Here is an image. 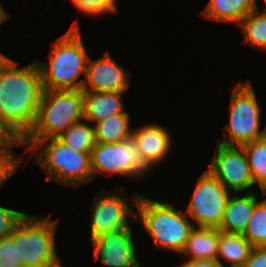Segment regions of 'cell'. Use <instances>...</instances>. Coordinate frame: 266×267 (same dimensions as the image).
Returning a JSON list of instances; mask_svg holds the SVG:
<instances>
[{
    "label": "cell",
    "mask_w": 266,
    "mask_h": 267,
    "mask_svg": "<svg viewBox=\"0 0 266 267\" xmlns=\"http://www.w3.org/2000/svg\"><path fill=\"white\" fill-rule=\"evenodd\" d=\"M17 65L9 57L0 63V120L23 139L34 127L43 86L36 59L27 66Z\"/></svg>",
    "instance_id": "6da1fadb"
},
{
    "label": "cell",
    "mask_w": 266,
    "mask_h": 267,
    "mask_svg": "<svg viewBox=\"0 0 266 267\" xmlns=\"http://www.w3.org/2000/svg\"><path fill=\"white\" fill-rule=\"evenodd\" d=\"M77 22L52 43L47 62L36 59L43 90L82 89L89 54ZM81 75L84 78L78 81Z\"/></svg>",
    "instance_id": "7a4b0ae2"
},
{
    "label": "cell",
    "mask_w": 266,
    "mask_h": 267,
    "mask_svg": "<svg viewBox=\"0 0 266 267\" xmlns=\"http://www.w3.org/2000/svg\"><path fill=\"white\" fill-rule=\"evenodd\" d=\"M136 221L152 238L156 249L172 250L181 254L194 223L186 212L171 202H161L139 195Z\"/></svg>",
    "instance_id": "3957f363"
},
{
    "label": "cell",
    "mask_w": 266,
    "mask_h": 267,
    "mask_svg": "<svg viewBox=\"0 0 266 267\" xmlns=\"http://www.w3.org/2000/svg\"><path fill=\"white\" fill-rule=\"evenodd\" d=\"M83 120L81 89L43 90L34 127L22 139L27 150L38 140L57 138L73 123Z\"/></svg>",
    "instance_id": "277c9868"
},
{
    "label": "cell",
    "mask_w": 266,
    "mask_h": 267,
    "mask_svg": "<svg viewBox=\"0 0 266 267\" xmlns=\"http://www.w3.org/2000/svg\"><path fill=\"white\" fill-rule=\"evenodd\" d=\"M27 151L31 152V156H36L35 164L44 170L46 181L52 179L71 188L86 185L94 179L90 153L75 151L57 138L38 140Z\"/></svg>",
    "instance_id": "5b68a950"
},
{
    "label": "cell",
    "mask_w": 266,
    "mask_h": 267,
    "mask_svg": "<svg viewBox=\"0 0 266 267\" xmlns=\"http://www.w3.org/2000/svg\"><path fill=\"white\" fill-rule=\"evenodd\" d=\"M43 216L26 213L10 234L19 258L25 267H63L55 243L59 219L52 220V213Z\"/></svg>",
    "instance_id": "8992f818"
},
{
    "label": "cell",
    "mask_w": 266,
    "mask_h": 267,
    "mask_svg": "<svg viewBox=\"0 0 266 267\" xmlns=\"http://www.w3.org/2000/svg\"><path fill=\"white\" fill-rule=\"evenodd\" d=\"M231 96L229 123L223 125V129L227 132L223 133V138L218 142L224 145L242 146L266 136V125L260 129L261 108L252 83L250 81L237 83L232 89Z\"/></svg>",
    "instance_id": "52a82bcc"
},
{
    "label": "cell",
    "mask_w": 266,
    "mask_h": 267,
    "mask_svg": "<svg viewBox=\"0 0 266 267\" xmlns=\"http://www.w3.org/2000/svg\"><path fill=\"white\" fill-rule=\"evenodd\" d=\"M93 178L99 174L140 178L151 172L135 142L130 137L117 143H98L90 153Z\"/></svg>",
    "instance_id": "ba28073f"
},
{
    "label": "cell",
    "mask_w": 266,
    "mask_h": 267,
    "mask_svg": "<svg viewBox=\"0 0 266 267\" xmlns=\"http://www.w3.org/2000/svg\"><path fill=\"white\" fill-rule=\"evenodd\" d=\"M119 191L122 192V196ZM125 195L124 187L116 186L115 189L108 191L102 189L98 196H95L90 210L91 241L101 235L129 228L128 222L136 221V212L133 208L136 207L140 194L133 193L129 201Z\"/></svg>",
    "instance_id": "9c48e42d"
},
{
    "label": "cell",
    "mask_w": 266,
    "mask_h": 267,
    "mask_svg": "<svg viewBox=\"0 0 266 267\" xmlns=\"http://www.w3.org/2000/svg\"><path fill=\"white\" fill-rule=\"evenodd\" d=\"M194 188L185 209L187 216L196 222L195 227L219 228L232 192L208 170L198 177Z\"/></svg>",
    "instance_id": "30bf717a"
},
{
    "label": "cell",
    "mask_w": 266,
    "mask_h": 267,
    "mask_svg": "<svg viewBox=\"0 0 266 267\" xmlns=\"http://www.w3.org/2000/svg\"><path fill=\"white\" fill-rule=\"evenodd\" d=\"M207 170L230 192L240 194L255 186L242 146L219 143Z\"/></svg>",
    "instance_id": "8fae6325"
},
{
    "label": "cell",
    "mask_w": 266,
    "mask_h": 267,
    "mask_svg": "<svg viewBox=\"0 0 266 267\" xmlns=\"http://www.w3.org/2000/svg\"><path fill=\"white\" fill-rule=\"evenodd\" d=\"M132 228L101 235L91 241L95 261L107 267H143L136 257Z\"/></svg>",
    "instance_id": "7c38bea8"
},
{
    "label": "cell",
    "mask_w": 266,
    "mask_h": 267,
    "mask_svg": "<svg viewBox=\"0 0 266 267\" xmlns=\"http://www.w3.org/2000/svg\"><path fill=\"white\" fill-rule=\"evenodd\" d=\"M129 74L127 69L113 59L109 51H105L102 57L94 61L89 56L86 64V76L81 90L126 92L131 84Z\"/></svg>",
    "instance_id": "4fadbf2b"
},
{
    "label": "cell",
    "mask_w": 266,
    "mask_h": 267,
    "mask_svg": "<svg viewBox=\"0 0 266 267\" xmlns=\"http://www.w3.org/2000/svg\"><path fill=\"white\" fill-rule=\"evenodd\" d=\"M131 137L135 140L143 159L152 171L171 154L172 145H174L169 130L156 123L143 124L137 129H132Z\"/></svg>",
    "instance_id": "5bb4252c"
},
{
    "label": "cell",
    "mask_w": 266,
    "mask_h": 267,
    "mask_svg": "<svg viewBox=\"0 0 266 267\" xmlns=\"http://www.w3.org/2000/svg\"><path fill=\"white\" fill-rule=\"evenodd\" d=\"M230 196L224 211L223 220L218 228L224 233L243 234L252 216L256 203L259 201L255 192L245 195Z\"/></svg>",
    "instance_id": "9a60e30c"
},
{
    "label": "cell",
    "mask_w": 266,
    "mask_h": 267,
    "mask_svg": "<svg viewBox=\"0 0 266 267\" xmlns=\"http://www.w3.org/2000/svg\"><path fill=\"white\" fill-rule=\"evenodd\" d=\"M125 92L83 91V120L95 124L116 113H124Z\"/></svg>",
    "instance_id": "2e32d148"
},
{
    "label": "cell",
    "mask_w": 266,
    "mask_h": 267,
    "mask_svg": "<svg viewBox=\"0 0 266 267\" xmlns=\"http://www.w3.org/2000/svg\"><path fill=\"white\" fill-rule=\"evenodd\" d=\"M220 232L218 228L194 227L181 255L189 256L187 260H216Z\"/></svg>",
    "instance_id": "e0dca14e"
},
{
    "label": "cell",
    "mask_w": 266,
    "mask_h": 267,
    "mask_svg": "<svg viewBox=\"0 0 266 267\" xmlns=\"http://www.w3.org/2000/svg\"><path fill=\"white\" fill-rule=\"evenodd\" d=\"M257 0H209L202 16L216 22L236 23L238 26L242 19L258 7Z\"/></svg>",
    "instance_id": "ac0fdd59"
},
{
    "label": "cell",
    "mask_w": 266,
    "mask_h": 267,
    "mask_svg": "<svg viewBox=\"0 0 266 267\" xmlns=\"http://www.w3.org/2000/svg\"><path fill=\"white\" fill-rule=\"evenodd\" d=\"M253 246L242 234L219 233L217 261L225 267H242L248 260ZM221 258V259H220Z\"/></svg>",
    "instance_id": "d6986e66"
},
{
    "label": "cell",
    "mask_w": 266,
    "mask_h": 267,
    "mask_svg": "<svg viewBox=\"0 0 266 267\" xmlns=\"http://www.w3.org/2000/svg\"><path fill=\"white\" fill-rule=\"evenodd\" d=\"M96 142L117 143L131 137L130 114L116 113L94 124Z\"/></svg>",
    "instance_id": "ffe728a7"
},
{
    "label": "cell",
    "mask_w": 266,
    "mask_h": 267,
    "mask_svg": "<svg viewBox=\"0 0 266 267\" xmlns=\"http://www.w3.org/2000/svg\"><path fill=\"white\" fill-rule=\"evenodd\" d=\"M83 121H86V123L82 120L73 123L57 139L75 151L91 153L96 145L94 125H89L90 123L87 120Z\"/></svg>",
    "instance_id": "44dd1931"
},
{
    "label": "cell",
    "mask_w": 266,
    "mask_h": 267,
    "mask_svg": "<svg viewBox=\"0 0 266 267\" xmlns=\"http://www.w3.org/2000/svg\"><path fill=\"white\" fill-rule=\"evenodd\" d=\"M255 185L266 190V136L242 145Z\"/></svg>",
    "instance_id": "7402d4cb"
},
{
    "label": "cell",
    "mask_w": 266,
    "mask_h": 267,
    "mask_svg": "<svg viewBox=\"0 0 266 267\" xmlns=\"http://www.w3.org/2000/svg\"><path fill=\"white\" fill-rule=\"evenodd\" d=\"M238 26L243 33L244 43L266 50V15L258 7L249 12Z\"/></svg>",
    "instance_id": "603a6c76"
},
{
    "label": "cell",
    "mask_w": 266,
    "mask_h": 267,
    "mask_svg": "<svg viewBox=\"0 0 266 267\" xmlns=\"http://www.w3.org/2000/svg\"><path fill=\"white\" fill-rule=\"evenodd\" d=\"M261 193L264 199L256 203L247 228L242 234L253 247L266 245V196L263 191Z\"/></svg>",
    "instance_id": "cb8c5ba5"
},
{
    "label": "cell",
    "mask_w": 266,
    "mask_h": 267,
    "mask_svg": "<svg viewBox=\"0 0 266 267\" xmlns=\"http://www.w3.org/2000/svg\"><path fill=\"white\" fill-rule=\"evenodd\" d=\"M23 147V144H6L0 146V188L17 172L25 157H18L13 152L14 147Z\"/></svg>",
    "instance_id": "d4e9b609"
},
{
    "label": "cell",
    "mask_w": 266,
    "mask_h": 267,
    "mask_svg": "<svg viewBox=\"0 0 266 267\" xmlns=\"http://www.w3.org/2000/svg\"><path fill=\"white\" fill-rule=\"evenodd\" d=\"M74 6L83 15L102 16L106 13H118L117 0H71Z\"/></svg>",
    "instance_id": "484cf974"
},
{
    "label": "cell",
    "mask_w": 266,
    "mask_h": 267,
    "mask_svg": "<svg viewBox=\"0 0 266 267\" xmlns=\"http://www.w3.org/2000/svg\"><path fill=\"white\" fill-rule=\"evenodd\" d=\"M0 267H25L11 235L0 239Z\"/></svg>",
    "instance_id": "4316f807"
},
{
    "label": "cell",
    "mask_w": 266,
    "mask_h": 267,
    "mask_svg": "<svg viewBox=\"0 0 266 267\" xmlns=\"http://www.w3.org/2000/svg\"><path fill=\"white\" fill-rule=\"evenodd\" d=\"M25 215L26 213L0 205V239L10 235Z\"/></svg>",
    "instance_id": "83f0119b"
},
{
    "label": "cell",
    "mask_w": 266,
    "mask_h": 267,
    "mask_svg": "<svg viewBox=\"0 0 266 267\" xmlns=\"http://www.w3.org/2000/svg\"><path fill=\"white\" fill-rule=\"evenodd\" d=\"M242 267H266V245L253 247Z\"/></svg>",
    "instance_id": "f1b7e54d"
},
{
    "label": "cell",
    "mask_w": 266,
    "mask_h": 267,
    "mask_svg": "<svg viewBox=\"0 0 266 267\" xmlns=\"http://www.w3.org/2000/svg\"><path fill=\"white\" fill-rule=\"evenodd\" d=\"M6 144H23L22 139L15 137L0 120V146Z\"/></svg>",
    "instance_id": "f546056e"
},
{
    "label": "cell",
    "mask_w": 266,
    "mask_h": 267,
    "mask_svg": "<svg viewBox=\"0 0 266 267\" xmlns=\"http://www.w3.org/2000/svg\"><path fill=\"white\" fill-rule=\"evenodd\" d=\"M180 267H223L217 260H186Z\"/></svg>",
    "instance_id": "4dcf8cb0"
},
{
    "label": "cell",
    "mask_w": 266,
    "mask_h": 267,
    "mask_svg": "<svg viewBox=\"0 0 266 267\" xmlns=\"http://www.w3.org/2000/svg\"><path fill=\"white\" fill-rule=\"evenodd\" d=\"M11 14H9L4 7H2V4L0 3V25L6 21Z\"/></svg>",
    "instance_id": "1f68e13d"
},
{
    "label": "cell",
    "mask_w": 266,
    "mask_h": 267,
    "mask_svg": "<svg viewBox=\"0 0 266 267\" xmlns=\"http://www.w3.org/2000/svg\"><path fill=\"white\" fill-rule=\"evenodd\" d=\"M7 56H5L4 54H2L0 52V63L6 58Z\"/></svg>",
    "instance_id": "d6a6232c"
},
{
    "label": "cell",
    "mask_w": 266,
    "mask_h": 267,
    "mask_svg": "<svg viewBox=\"0 0 266 267\" xmlns=\"http://www.w3.org/2000/svg\"><path fill=\"white\" fill-rule=\"evenodd\" d=\"M264 2L266 3V0H264ZM263 14H265L266 15V7H265V9H263V10H260Z\"/></svg>",
    "instance_id": "836d02e7"
}]
</instances>
